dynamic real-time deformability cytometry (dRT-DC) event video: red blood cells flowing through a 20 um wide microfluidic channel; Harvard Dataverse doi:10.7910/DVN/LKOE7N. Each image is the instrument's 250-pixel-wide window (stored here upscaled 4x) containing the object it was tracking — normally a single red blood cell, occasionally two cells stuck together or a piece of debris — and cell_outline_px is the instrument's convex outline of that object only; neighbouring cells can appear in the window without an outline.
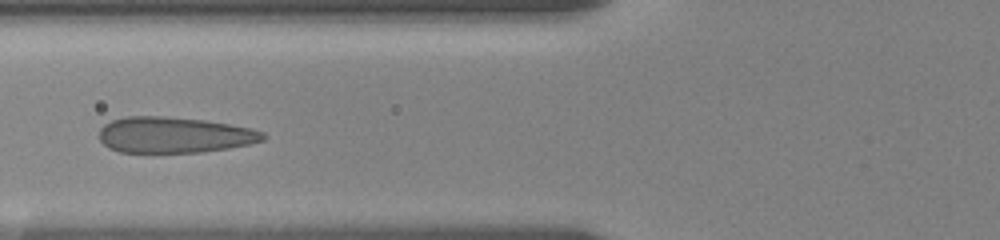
{"species": "human", "species_latin": "Homo sapiens", "temperature_condition": "room temperature", "stored_images_in_passage": 29, "camera_frame_rate_fps": 3000, "um_per_image_px": 0.085, "donor": {"sex": "female"}, "frame": {"image": 1, "passage_image": 17, "time_ms": 6.667, "image_size_px": [1000, 240], "cell_outline_px": [[264, 140], [248, 144], [228, 148], [200, 152], [120, 152], [108, 148], [100, 140], [100, 128], [104, 124], [112, 120], [124, 116], [164, 116], [204, 120], [252, 128], [264, 132]], "centroid_in_image_um": [14.78, 11.46], "position_along_channel_um": 111.0, "area_um2": 34.22}}
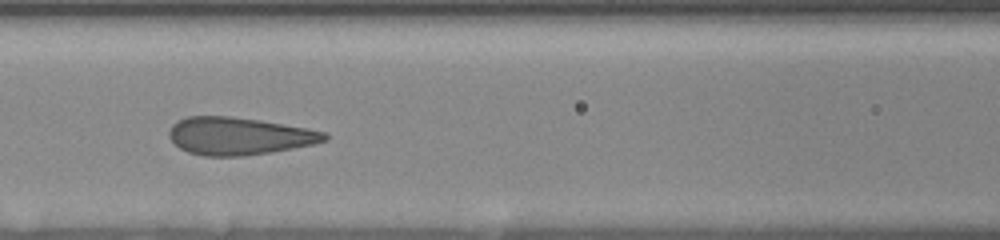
{"frame": {"image": 2, "passage_image": 20, "time_ms": 7.667, "image_size_px": [1000, 240], "cell_outline_px": [[328, 140], [312, 144], [272, 152], [244, 156], [204, 156], [188, 152], [180, 148], [168, 136], [168, 132], [172, 124], [176, 120], [188, 116], [232, 116], [260, 120], [308, 128], [324, 132], [328, 136]], "centroid_in_image_um": [20.29, 11.56], "position_along_channel_um": 146.3, "area_um2": 34.1}}
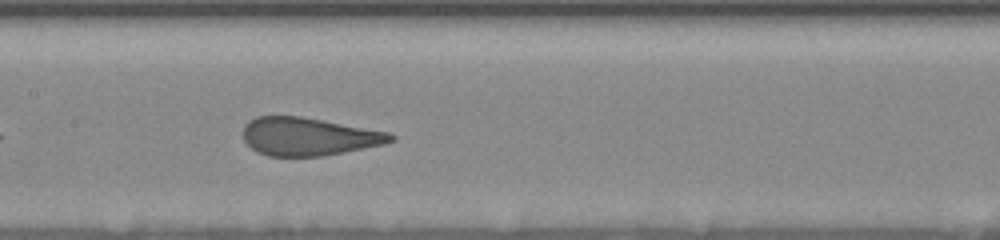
{"frame": {"image": 3, "passage_image": 23, "time_ms": 8.667, "image_size_px": [1000, 240], "cell_outline_px": [[396, 140], [384, 144], [324, 156], [268, 156], [256, 152], [244, 140], [244, 124], [248, 120], [256, 116], [300, 116], [392, 132], [396, 136]], "centroid_in_image_um": [26.26, 11.6], "position_along_channel_um": 181.1, "area_um2": 32.95}}